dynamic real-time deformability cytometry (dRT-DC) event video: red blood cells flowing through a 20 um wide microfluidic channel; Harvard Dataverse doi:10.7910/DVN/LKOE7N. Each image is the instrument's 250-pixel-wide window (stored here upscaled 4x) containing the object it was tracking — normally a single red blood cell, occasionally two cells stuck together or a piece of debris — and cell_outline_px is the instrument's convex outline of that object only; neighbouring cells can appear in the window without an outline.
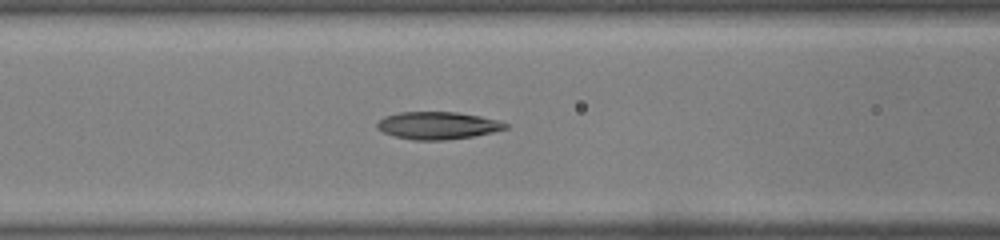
{"species": "common noctule bat (a hibernating species)", "species_latin": "Nyctalus noctula", "temperature_condition": "warm", "stored_images_in_passage": 43, "camera_frame_rate_fps": 3000, "um_per_image_px": 0.085, "animal": {"sex": "male", "body_mass_g": 19.0, "forearm_length_mm": 50.8}, "frame": {"image": 1, "passage_image": 19, "time_ms": 6.0, "image_size_px": [1000, 240], "cell_outline_px": [[504, 128], [488, 132], [468, 136], [400, 136], [388, 132], [380, 128], [380, 120], [388, 116], [408, 112], [448, 112], [476, 116], [504, 124]], "centroid_in_image_um": [37.19, 10.58], "position_along_channel_um": 129.4, "area_um2": 17.34}}
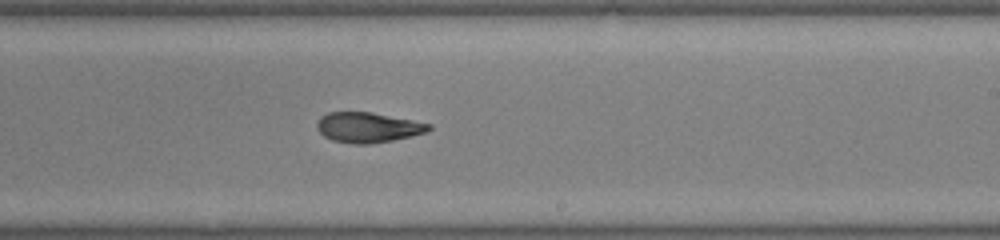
{"frame": {"image": 2, "passage_image": 27, "time_ms": 8.667, "image_size_px": [1000, 240], "cell_outline_px": [[428, 128], [420, 132], [408, 136], [388, 140], [336, 140], [320, 132], [320, 120], [324, 116], [332, 112], [368, 112], [428, 124]], "centroid_in_image_um": [31.25, 10.76], "position_along_channel_um": 257.8, "area_um2": 17.11}}
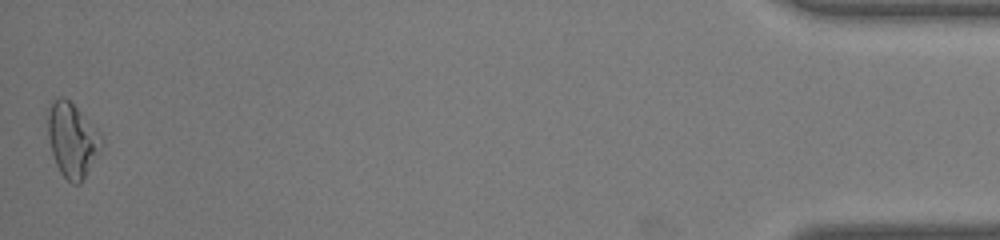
{"frame": {"image": 3, "passage_image": 43, "time_ms": 14.0, "image_size_px": [1000, 240], "cell_outline_px": [[92, 148], [84, 172], [80, 180], [68, 180], [64, 176], [56, 160], [52, 148], [52, 108], [56, 100], [68, 100], [72, 104], [92, 144]], "centroid_in_image_um": [5.92, 11.96], "position_along_channel_um": 429.3, "area_um2": 16.7}}